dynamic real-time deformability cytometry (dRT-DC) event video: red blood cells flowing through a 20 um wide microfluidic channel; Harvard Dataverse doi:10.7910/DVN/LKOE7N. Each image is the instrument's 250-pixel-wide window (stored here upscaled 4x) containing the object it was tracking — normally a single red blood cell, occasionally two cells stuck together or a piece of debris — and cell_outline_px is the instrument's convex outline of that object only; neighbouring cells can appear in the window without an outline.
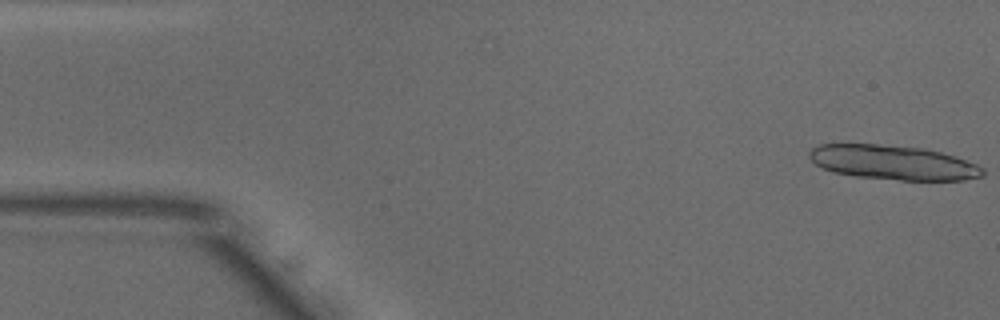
{"species": "common noctule bat (a hibernating species)", "species_latin": "Nyctalus noctula", "temperature_condition": "warm", "stored_images_in_passage": 13, "camera_frame_rate_fps": 3000, "um_per_image_px": 0.085, "animal": {"sex": "male", "body_mass_g": 18.8}, "frame": {"image": 1, "passage_image": 1, "time_ms": 0.0, "image_size_px": [1000, 320], "cell_outline_px": [[984, 176], [964, 180], [900, 180], [856, 176], [836, 172], [824, 168], [816, 164], [808, 156], [808, 152], [812, 148], [820, 144], [876, 144], [924, 148], [956, 156], [976, 164], [984, 168]], "centroid_in_image_um": [75.95, 13.81], "position_along_channel_um": 9.1, "area_um2": 34.74}}